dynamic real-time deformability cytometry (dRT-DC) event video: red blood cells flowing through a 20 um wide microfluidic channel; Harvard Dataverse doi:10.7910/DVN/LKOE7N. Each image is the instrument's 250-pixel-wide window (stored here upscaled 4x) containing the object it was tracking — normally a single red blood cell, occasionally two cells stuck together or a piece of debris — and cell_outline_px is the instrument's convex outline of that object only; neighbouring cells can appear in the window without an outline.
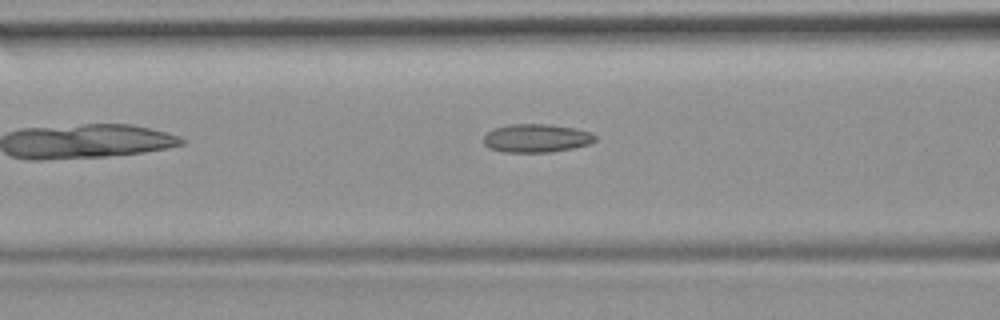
{"species": "common noctule bat (a hibernating species)", "species_latin": "Nyctalus noctula", "temperature_condition": "room temperature", "stored_images_in_passage": 38, "camera_frame_rate_fps": 3000, "um_per_image_px": 0.085, "animal": {"sex": "female", "body_mass_g": 19.9}, "frame": {"image": 1, "passage_image": 6, "time_ms": 1.667, "image_size_px": [1000, 320], "cell_outline_px": [[596, 140], [588, 144], [572, 148], [552, 152], [504, 152], [488, 148], [484, 144], [484, 136], [492, 128], [512, 124], [544, 124], [576, 128], [592, 132], [596, 136]], "centroid_in_image_um": [45.59, 11.74], "position_along_channel_um": 121.0, "area_um2": 18.5}}
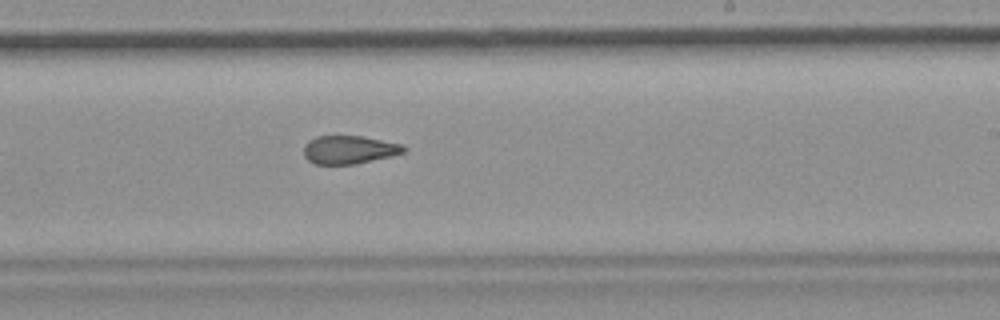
{"frame": {"image": 2, "passage_image": 17, "time_ms": 5.333, "image_size_px": [1000, 320], "cell_outline_px": [[408, 148], [404, 152], [392, 156], [356, 164], [316, 164], [308, 160], [304, 156], [304, 144], [308, 140], [316, 136], [364, 136], [404, 144]], "centroid_in_image_um": [29.71, 12.72], "position_along_channel_um": 259.3, "area_um2": 16.7}, "authors_computed_cell_mechanics": {"area_um2": 17.6001, "velocity_mm_per_s": 3.7921, "shape_relaxation_time_tau1_ms": null, "shape_relaxation_time_tau2_ms": 2.4098, "deformation_change_tau1": null, "deformation_change_tau2": 0.0995}}